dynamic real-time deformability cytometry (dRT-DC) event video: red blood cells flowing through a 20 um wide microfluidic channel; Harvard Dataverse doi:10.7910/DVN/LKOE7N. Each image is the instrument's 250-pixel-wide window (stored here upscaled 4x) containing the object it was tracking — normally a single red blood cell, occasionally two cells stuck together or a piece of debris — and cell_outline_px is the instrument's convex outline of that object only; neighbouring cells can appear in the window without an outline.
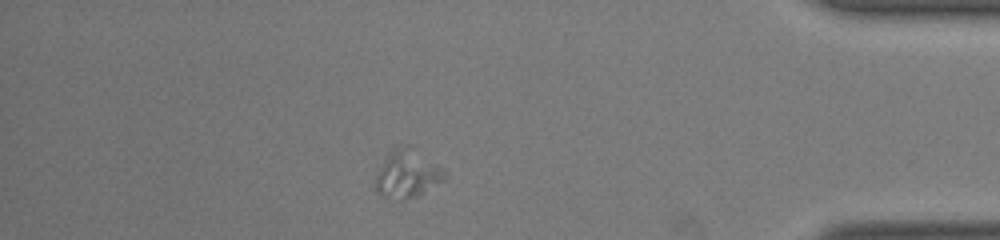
{"species": "common noctule bat (a hibernating species)", "species_latin": "Nyctalus noctula", "temperature_condition": "room temperature", "stored_images_in_passage": 40, "camera_frame_rate_fps": 3000, "um_per_image_px": 0.085, "animal": {"sex": "male", "body_mass_g": 19.0, "forearm_length_mm": 50.8}, "frame": {"image": 1, "passage_image": 34, "time_ms": 11.0, "image_size_px": [1000, 240], "cell_outline_px": [[448, 172], [440, 180], [420, 196], [400, 200], [384, 196], [376, 188], [376, 176], [392, 144], [408, 144], [444, 168]], "centroid_in_image_um": [34.62, 14.72], "position_along_channel_um": 400.6, "area_um2": 19.31}}